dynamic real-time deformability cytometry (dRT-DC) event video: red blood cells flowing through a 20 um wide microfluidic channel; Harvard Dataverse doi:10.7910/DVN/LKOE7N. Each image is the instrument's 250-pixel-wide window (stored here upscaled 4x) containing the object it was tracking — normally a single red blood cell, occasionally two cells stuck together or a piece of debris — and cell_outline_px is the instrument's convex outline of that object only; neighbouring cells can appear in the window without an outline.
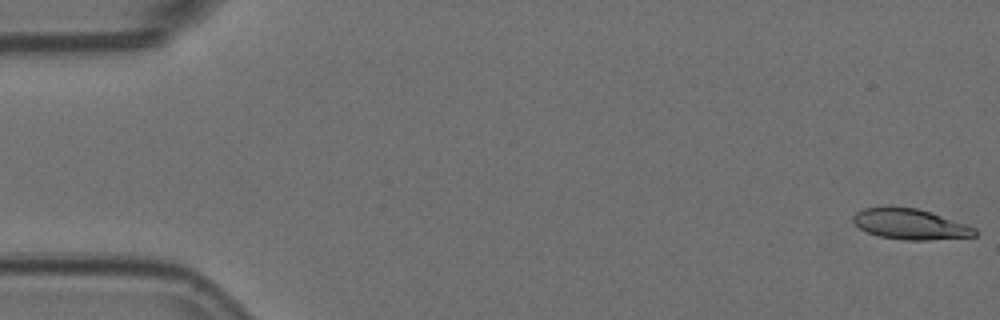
{"species": "Egyptian fruit bat (a non-hibernating species)", "species_latin": "Rousettus aegyptiacus", "temperature_condition": "room temperature", "stored_images_in_passage": 56, "camera_frame_rate_fps": 3000, "um_per_image_px": 0.085, "animal": {"sex": "female"}, "frame": {"image": 1, "passage_image": 1, "time_ms": 0.0, "image_size_px": [1000, 320], "cell_outline_px": [[976, 236], [928, 240], [904, 240], [880, 236], [868, 232], [860, 228], [852, 220], [852, 216], [856, 212], [864, 208], [888, 204], [916, 208], [932, 212], [976, 228]], "centroid_in_image_um": [77.32, 19.02], "position_along_channel_um": 7.7, "area_um2": 22.02}}
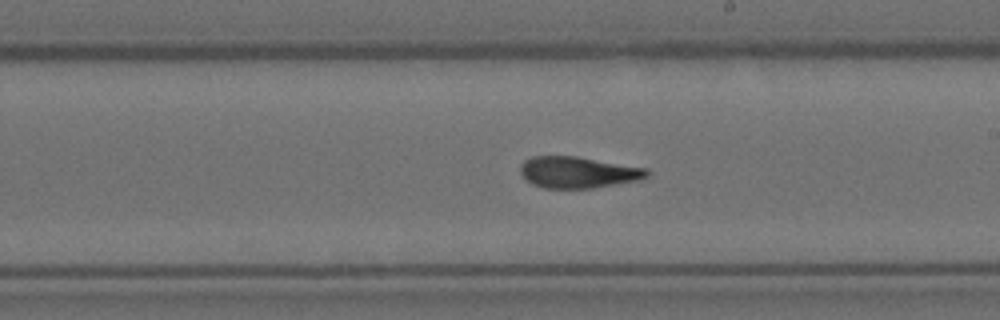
{"frame": {"image": 2, "passage_image": 32, "time_ms": 10.333, "image_size_px": [1000, 320], "cell_outline_px": [[648, 176], [640, 180], [592, 188], [544, 188], [532, 184], [520, 172], [520, 164], [524, 160], [532, 156], [576, 156], [648, 168]], "centroid_in_image_um": [49.13, 14.64], "position_along_channel_um": 239.9, "area_um2": 23.18}}
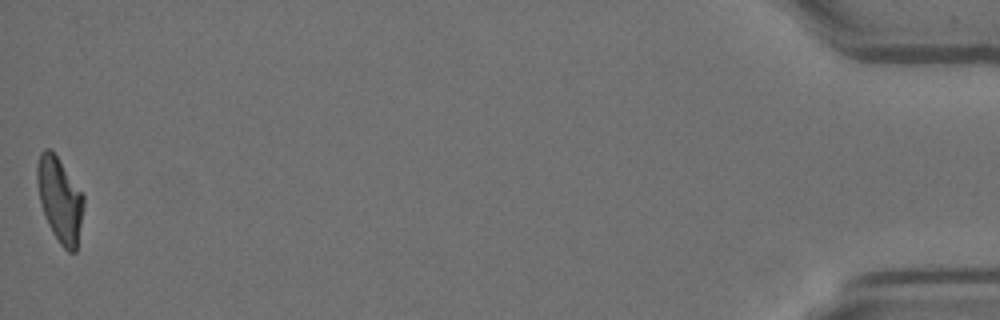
{"frame": {"image": 3, "passage_image": 56, "time_ms": 18.333, "image_size_px": [1000, 320], "cell_outline_px": [[84, 204], [76, 252], [68, 252], [60, 244], [52, 232], [48, 224], [40, 200], [36, 180], [36, 164], [40, 152], [44, 148], [48, 148], [56, 156], [84, 196]], "centroid_in_image_um": [5.07, 16.98], "position_along_channel_um": 430.1, "area_um2": 22.6}, "authors_computed_cell_mechanics": {"area_um2": 23.1778, "velocity_mm_per_s": 3.6159, "shape_relaxation_time_tau1_ms": 9.3975, "shape_relaxation_time_tau2_ms": 2.1445, "deformation_change_tau1": 0.253, "deformation_change_tau2": 0.1016}}